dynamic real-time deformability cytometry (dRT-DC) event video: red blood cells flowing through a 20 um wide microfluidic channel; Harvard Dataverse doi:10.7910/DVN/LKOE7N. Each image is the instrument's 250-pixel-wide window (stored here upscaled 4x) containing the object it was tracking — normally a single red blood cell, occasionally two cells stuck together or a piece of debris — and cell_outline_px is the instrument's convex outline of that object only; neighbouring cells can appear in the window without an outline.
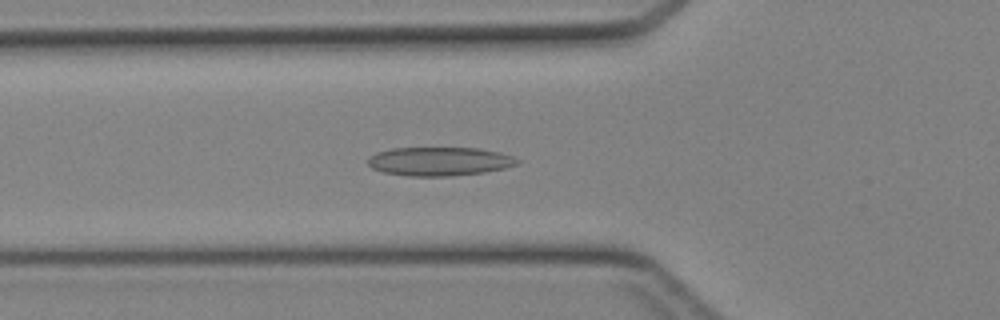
{"species": "Egyptian fruit bat (a non-hibernating species)", "species_latin": "Rousettus aegyptiacus", "temperature_condition": "cold", "stored_images_in_passage": 44, "camera_frame_rate_fps": 3000, "um_per_image_px": 0.085, "animal": {"sex": "female"}, "frame": {"image": 1, "passage_image": 16, "time_ms": 5.0, "image_size_px": [1000, 320], "cell_outline_px": [[520, 164], [504, 168], [484, 172], [452, 176], [408, 176], [384, 172], [372, 168], [368, 164], [368, 156], [376, 152], [392, 148], [476, 148], [500, 152], [512, 156], [520, 160]], "centroid_in_image_um": [37.35, 13.71], "position_along_channel_um": 88.4, "area_um2": 25.09}}
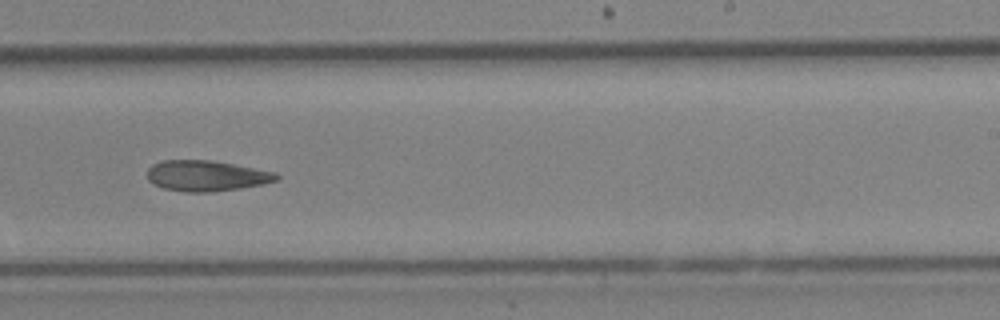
{"frame": {"image": 2, "passage_image": 28, "time_ms": 9.0, "image_size_px": [1000, 320], "cell_outline_px": [[280, 176], [276, 180], [264, 184], [240, 188], [212, 192], [184, 192], [164, 188], [148, 180], [148, 168], [152, 164], [160, 160], [212, 160], [276, 172]], "centroid_in_image_um": [17.54, 14.94], "position_along_channel_um": 271.5, "area_um2": 23.12}}
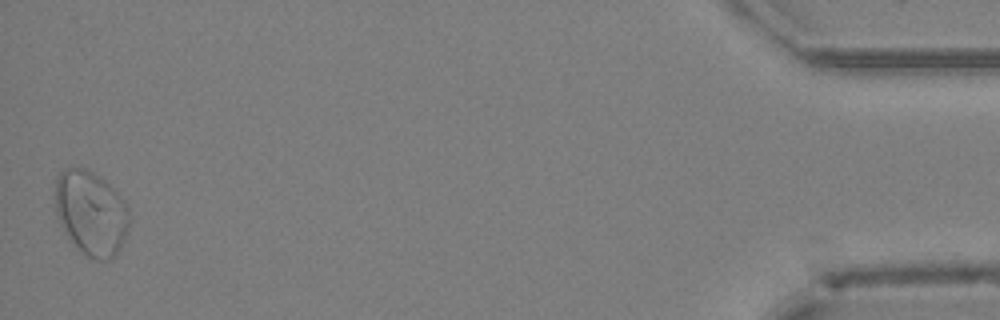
{"frame": {"image": 3, "passage_image": 44, "time_ms": 14.333, "image_size_px": [1000, 320], "cell_outline_px": [[128, 228], [124, 240], [116, 252], [108, 260], [96, 260], [88, 256], [68, 236], [56, 212], [56, 176], [64, 168], [72, 164], [84, 168], [100, 176], [120, 196], [128, 208]], "centroid_in_image_um": [7.73, 18.03], "position_along_channel_um": 427.5, "area_um2": 35.84}}